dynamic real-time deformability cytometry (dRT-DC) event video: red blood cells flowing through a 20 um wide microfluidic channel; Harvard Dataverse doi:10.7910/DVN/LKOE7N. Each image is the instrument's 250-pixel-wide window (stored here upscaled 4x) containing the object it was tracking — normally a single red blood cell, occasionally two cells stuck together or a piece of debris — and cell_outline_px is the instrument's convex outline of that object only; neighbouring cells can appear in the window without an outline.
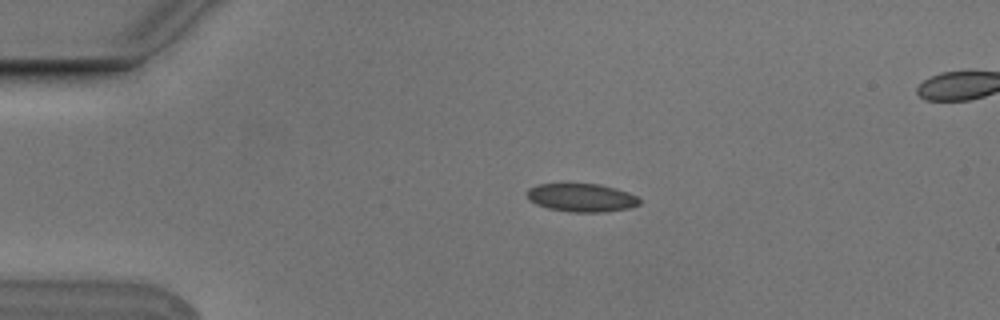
{"species": "Egyptian fruit bat (a non-hibernating species)", "species_latin": "Rousettus aegyptiacus", "temperature_condition": "cold", "stored_images_in_passage": 5, "segment_of_instrument_passage": [1, 2], "camera_frame_rate_fps": 3000, "um_per_image_px": 0.085, "animal": {"sex": "male"}, "frame": {"image": 1, "passage_image": 3, "time_ms": 0.667, "image_size_px": [1000, 320], "cell_outline_px": [[640, 204], [628, 208], [604, 212], [572, 212], [548, 208], [536, 204], [528, 200], [528, 188], [536, 184], [568, 180], [600, 184], [616, 188], [628, 192], [636, 196], [640, 200]], "centroid_in_image_um": [49.37, 16.74], "position_along_channel_um": 35.6, "area_um2": 19.42}}